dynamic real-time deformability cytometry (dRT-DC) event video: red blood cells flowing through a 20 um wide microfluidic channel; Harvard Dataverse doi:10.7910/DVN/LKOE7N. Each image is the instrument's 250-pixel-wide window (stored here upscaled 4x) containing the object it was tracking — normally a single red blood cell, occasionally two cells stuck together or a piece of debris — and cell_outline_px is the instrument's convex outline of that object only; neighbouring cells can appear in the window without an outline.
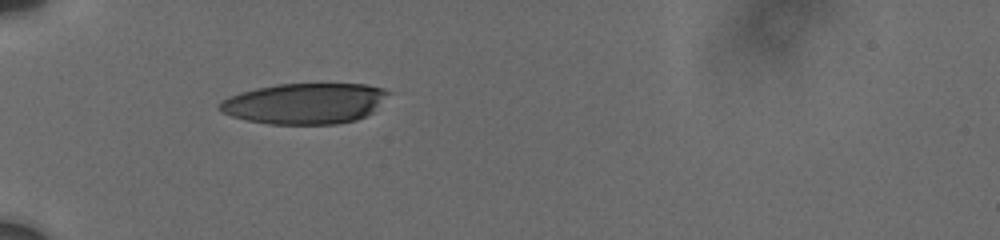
{"species": "human", "species_latin": "Homo sapiens", "temperature_condition": "cold", "stored_images_in_passage": 108, "camera_frame_rate_fps": 3000, "um_per_image_px": 0.085, "donor": {"sex": "male"}, "frame": {"image": 1, "passage_image": 1, "time_ms": 0.0, "image_size_px": [1000, 240], "cell_outline_px": [[392, 92], [372, 112], [356, 120], [336, 124], [268, 124], [248, 120], [232, 116], [216, 108], [216, 104], [220, 100], [228, 96], [240, 92], [256, 88], [280, 84], [364, 84], [384, 88]], "centroid_in_image_um": [25.89, 8.79], "position_along_channel_um": 59.1, "area_um2": 40.23}}
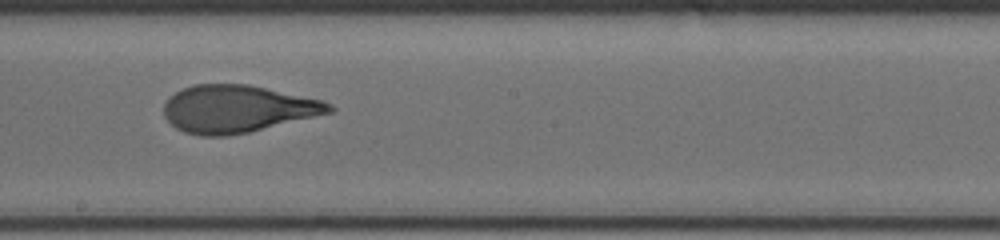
{"frame": {"image": 2, "passage_image": 42, "time_ms": 5.0, "image_size_px": [1000, 240], "cell_outline_px": [[336, 108], [332, 112], [248, 132], [228, 136], [200, 136], [184, 132], [176, 128], [164, 116], [164, 104], [176, 92], [192, 84], [248, 84], [324, 100], [332, 104]], "centroid_in_image_um": [20.19, 9.25], "position_along_channel_um": 228.0, "area_um2": 45.55}}
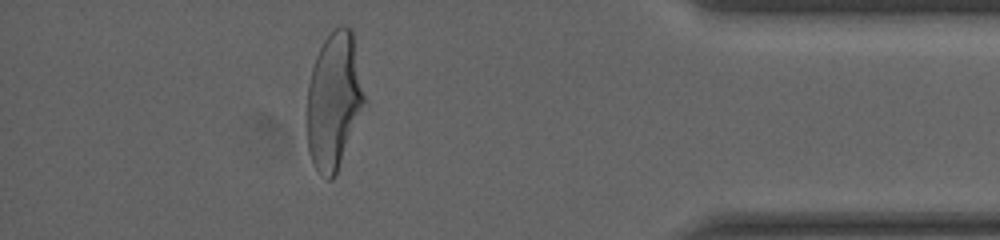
{"frame": {"image": 3, "passage_image": 91, "time_ms": 10.667, "image_size_px": [1000, 240], "cell_outline_px": [[368, 104], [336, 172], [332, 180], [328, 180], [316, 168], [308, 152], [308, 84], [312, 68], [316, 56], [324, 40], [336, 28], [344, 24], [352, 28]], "centroid_in_image_um": [28.44, 8.54], "position_along_channel_um": 406.8, "area_um2": 46.18}, "authors_computed_cell_mechanics": {"area_um2": 45.4886, "velocity_mm_per_s": 3.7225, "shape_relaxation_time_tau1_ms": 5.0389, "shape_relaxation_time_tau2_ms": 0.8576, "deformation_change_tau1": 0.2087, "deformation_change_tau2": 0.0839}}